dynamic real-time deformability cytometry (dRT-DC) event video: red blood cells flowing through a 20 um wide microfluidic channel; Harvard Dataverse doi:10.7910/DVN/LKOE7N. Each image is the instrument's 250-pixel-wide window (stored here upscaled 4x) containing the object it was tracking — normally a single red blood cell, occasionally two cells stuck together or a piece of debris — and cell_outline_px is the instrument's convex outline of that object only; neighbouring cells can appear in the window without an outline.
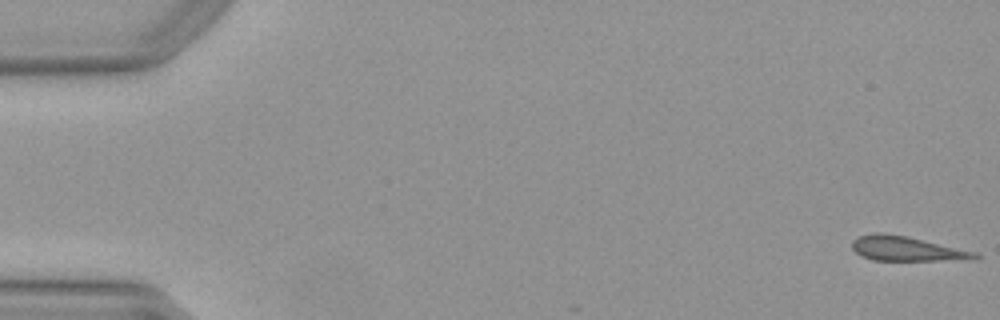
{"species": "Egyptian fruit bat (a non-hibernating species)", "species_latin": "Rousettus aegyptiacus", "temperature_condition": "warm", "stored_images_in_passage": 3, "camera_frame_rate_fps": 3000, "um_per_image_px": 0.085, "animal": {"sex": "female"}, "frame": {"image": 1, "passage_image": 1, "time_ms": 0.0, "image_size_px": [1000, 320], "cell_outline_px": [[980, 256], [976, 260], [872, 260], [860, 256], [852, 248], [852, 240], [860, 236], [872, 232], [884, 232], [908, 236], [976, 252]], "centroid_in_image_um": [77.06, 21.13], "position_along_channel_um": 7.9, "area_um2": 17.8}}